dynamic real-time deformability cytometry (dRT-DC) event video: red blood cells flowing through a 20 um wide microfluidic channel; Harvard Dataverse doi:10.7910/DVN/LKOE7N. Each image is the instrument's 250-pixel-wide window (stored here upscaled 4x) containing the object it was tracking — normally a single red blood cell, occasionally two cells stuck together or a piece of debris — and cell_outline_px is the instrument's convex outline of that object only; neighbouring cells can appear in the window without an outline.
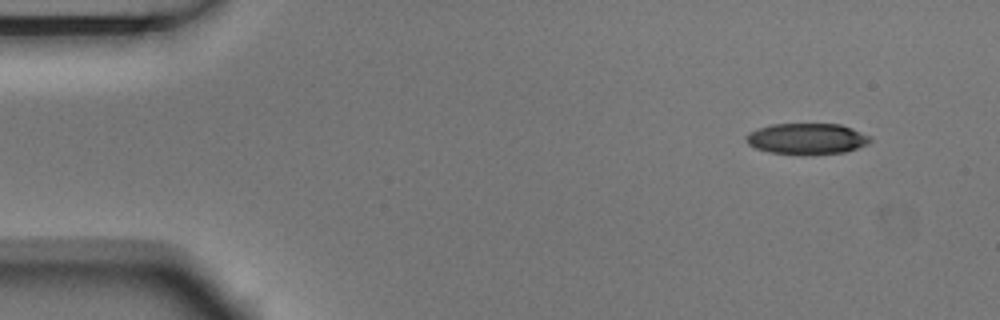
{"species": "Egyptian fruit bat (a non-hibernating species)", "species_latin": "Rousettus aegyptiacus", "temperature_condition": "room temperature", "stored_images_in_passage": 4, "camera_frame_rate_fps": 3000, "um_per_image_px": 0.085, "animal": {"sex": "male"}, "frame": {"image": 1, "passage_image": 1, "time_ms": 0.0, "image_size_px": [1000, 320], "cell_outline_px": [[872, 140], [868, 144], [844, 152], [804, 156], [800, 156], [768, 152], [756, 148], [748, 144], [744, 140], [744, 136], [748, 132], [772, 124], [840, 124], [852, 128], [872, 136]], "centroid_in_image_um": [68.57, 11.81], "position_along_channel_um": 16.4, "area_um2": 22.95}}
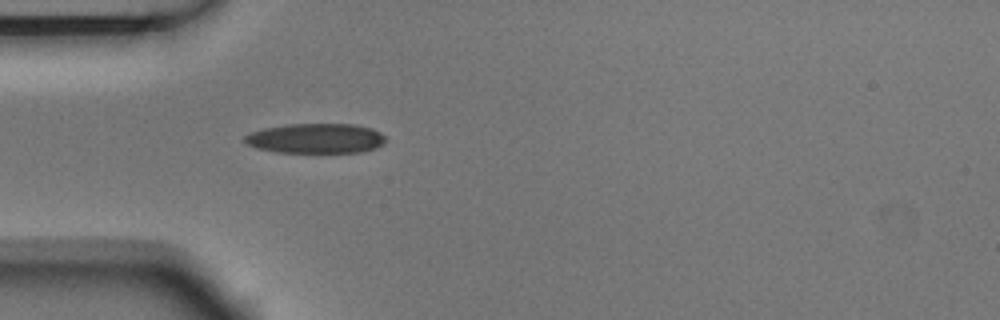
{"frame": {"image": 2, "passage_image": 4, "time_ms": 1.0, "image_size_px": [1000, 320], "cell_outline_px": [[384, 144], [376, 148], [360, 152], [276, 152], [256, 148], [248, 144], [244, 140], [244, 136], [252, 132], [264, 128], [288, 124], [356, 124], [372, 128], [380, 132], [384, 136]], "centroid_in_image_um": [26.86, 11.76], "position_along_channel_um": 58.1, "area_um2": 24.51}}